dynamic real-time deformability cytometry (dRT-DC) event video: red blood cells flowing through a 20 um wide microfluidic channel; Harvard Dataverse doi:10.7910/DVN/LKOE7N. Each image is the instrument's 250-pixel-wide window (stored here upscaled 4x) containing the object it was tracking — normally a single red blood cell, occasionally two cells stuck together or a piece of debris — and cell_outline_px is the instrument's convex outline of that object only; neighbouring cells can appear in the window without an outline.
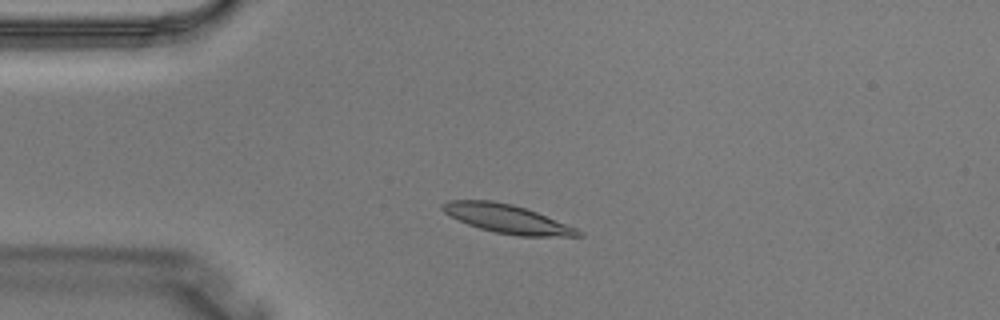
{"species": "Egyptian fruit bat (a non-hibernating species)", "species_latin": "Rousettus aegyptiacus", "temperature_condition": "warm", "stored_images_in_passage": 2, "camera_frame_rate_fps": 3000, "um_per_image_px": 0.085, "animal": {"sex": "male"}, "frame": {"image": 1, "passage_image": 2, "time_ms": 0.333, "image_size_px": [1000, 320], "cell_outline_px": [[584, 236], [520, 236], [496, 232], [480, 228], [468, 224], [444, 212], [440, 208], [440, 204], [448, 200], [492, 200], [512, 204], [536, 212], [576, 228], [584, 232]], "centroid_in_image_um": [43.09, 18.59], "position_along_channel_um": 41.9, "area_um2": 22.37}}